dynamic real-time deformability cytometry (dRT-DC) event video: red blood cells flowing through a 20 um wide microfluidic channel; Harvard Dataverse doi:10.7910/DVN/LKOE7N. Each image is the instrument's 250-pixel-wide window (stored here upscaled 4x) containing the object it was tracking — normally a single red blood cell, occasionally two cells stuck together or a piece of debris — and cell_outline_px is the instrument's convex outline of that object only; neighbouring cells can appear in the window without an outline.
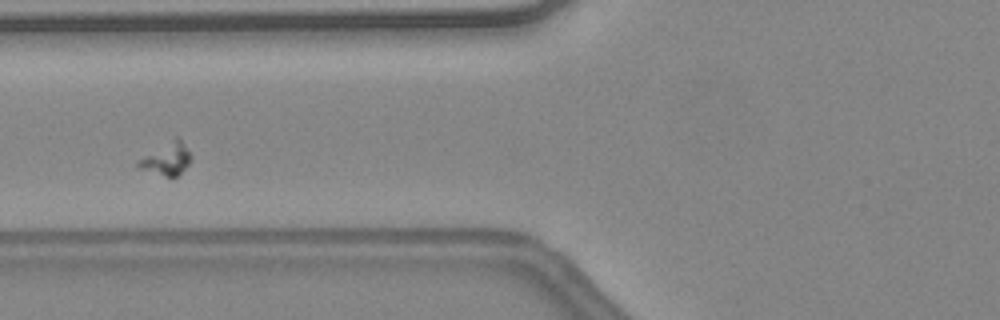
{"species": "common noctule bat (a hibernating species)", "species_latin": "Nyctalus noctula", "temperature_condition": "warm", "stored_images_in_passage": 33, "camera_frame_rate_fps": 3000, "um_per_image_px": 0.085, "animal": {"sex": "female", "body_mass_g": 24.6, "forearm_length_mm": 56.2}, "frame": {"image": 1, "passage_image": 5, "time_ms": 1.333, "image_size_px": [1000, 320], "cell_outline_px": [[192, 156], [188, 164], [172, 180], [136, 168], [136, 160], [176, 136], [180, 140]], "centroid_in_image_um": [14.09, 13.56], "position_along_channel_um": 111.7, "area_um2": 10.17}}